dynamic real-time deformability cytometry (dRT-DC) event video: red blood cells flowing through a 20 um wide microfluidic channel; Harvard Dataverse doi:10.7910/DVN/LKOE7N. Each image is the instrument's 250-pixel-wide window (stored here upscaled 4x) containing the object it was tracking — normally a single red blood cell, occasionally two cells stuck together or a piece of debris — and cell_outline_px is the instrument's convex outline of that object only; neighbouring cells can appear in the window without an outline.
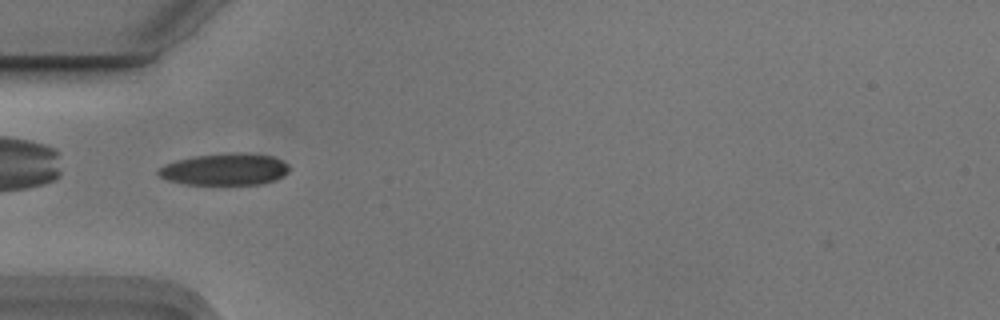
{"species": "Egyptian fruit bat (a non-hibernating species)", "species_latin": "Rousettus aegyptiacus", "temperature_condition": "cold", "stored_images_in_passage": 38, "camera_frame_rate_fps": 3000, "um_per_image_px": 0.085, "animal": {"sex": "male"}, "frame": {"image": 1, "passage_image": 1, "time_ms": 0.0, "image_size_px": [1000, 320], "cell_outline_px": [[288, 172], [276, 180], [264, 184], [184, 184], [168, 180], [160, 176], [156, 172], [160, 168], [176, 160], [196, 156], [232, 152], [240, 152], [272, 156], [284, 160], [288, 164]], "centroid_in_image_um": [19.16, 14.39], "position_along_channel_um": 65.8, "area_um2": 24.22}}
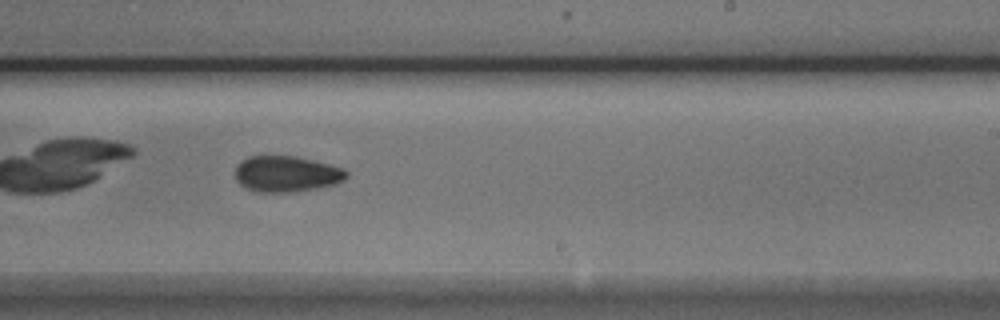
{"frame": {"image": 2, "passage_image": 17, "time_ms": 5.333, "image_size_px": [1000, 320], "cell_outline_px": [[348, 176], [344, 180], [336, 184], [316, 188], [292, 192], [256, 192], [240, 184], [236, 180], [236, 164], [240, 160], [248, 156], [296, 156], [344, 168], [348, 172]], "centroid_in_image_um": [24.35, 14.78], "position_along_channel_um": 264.7, "area_um2": 23.41}}
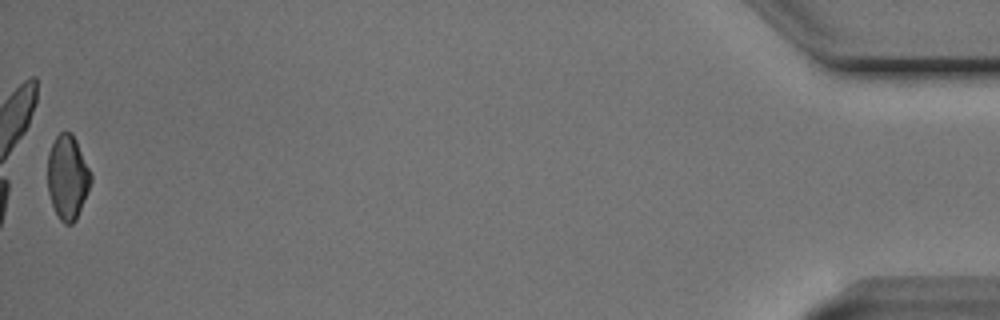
{"frame": {"image": 3, "passage_image": 38, "time_ms": 12.333, "image_size_px": [1000, 320], "cell_outline_px": [[92, 180], [88, 192], [76, 220], [72, 224], [64, 224], [60, 220], [52, 204], [48, 192], [48, 152], [56, 136], [60, 132], [72, 132], [76, 140], [92, 176]], "centroid_in_image_um": [5.74, 15.08], "position_along_channel_um": 429.5, "area_um2": 21.15}, "authors_computed_cell_mechanics": {"area_um2": 22.6576, "velocity_mm_per_s": 3.7381, "shape_relaxation_time_tau1_ms": 2.3854, "shape_relaxation_time_tau2_ms": null, "deformation_change_tau1": 0.1092, "deformation_change_tau2": null}}